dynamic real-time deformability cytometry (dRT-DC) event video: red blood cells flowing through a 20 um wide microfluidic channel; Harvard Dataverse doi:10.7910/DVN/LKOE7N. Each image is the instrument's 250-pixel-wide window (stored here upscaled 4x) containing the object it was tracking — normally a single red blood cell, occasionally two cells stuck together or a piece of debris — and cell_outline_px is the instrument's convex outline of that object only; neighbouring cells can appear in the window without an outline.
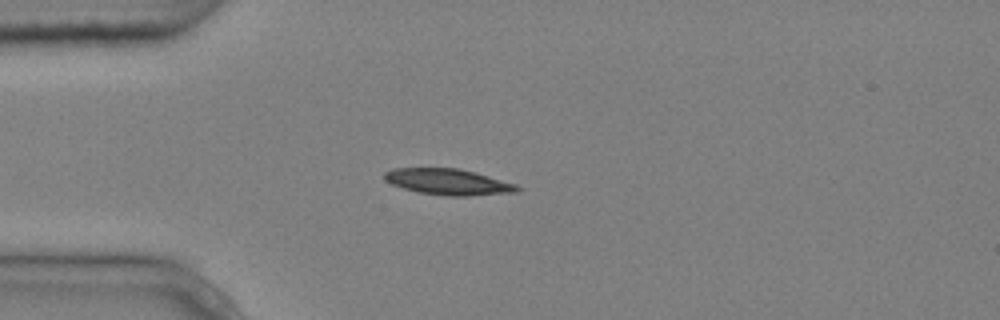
{"species": "common noctule bat (a hibernating species)", "species_latin": "Nyctalus noctula", "temperature_condition": "cold", "stored_images_in_passage": 4, "camera_frame_rate_fps": 3000, "um_per_image_px": 0.085, "animal": {"sex": "male", "body_mass_g": 20.4}, "frame": {"image": 1, "passage_image": 3, "time_ms": 0.667, "image_size_px": [1000, 320], "cell_outline_px": [[520, 188], [516, 192], [468, 196], [448, 196], [416, 192], [392, 184], [384, 180], [384, 172], [392, 168], [460, 168], [476, 172], [516, 184]], "centroid_in_image_um": [38.08, 15.45], "position_along_channel_um": 46.9, "area_um2": 20.23}}